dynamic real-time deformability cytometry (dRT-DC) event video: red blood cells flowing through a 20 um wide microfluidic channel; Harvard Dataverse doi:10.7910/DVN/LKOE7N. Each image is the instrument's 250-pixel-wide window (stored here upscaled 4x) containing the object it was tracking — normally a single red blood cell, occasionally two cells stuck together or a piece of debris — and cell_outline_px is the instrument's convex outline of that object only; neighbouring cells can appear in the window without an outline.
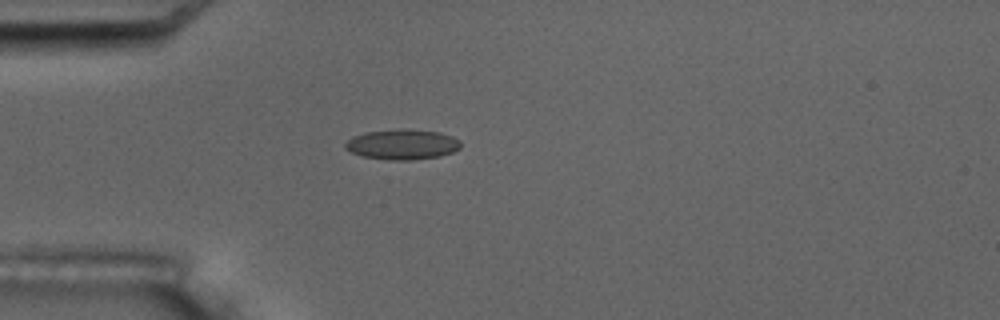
{"species": "common noctule bat (a hibernating species)", "species_latin": "Nyctalus noctula", "temperature_condition": "room temperature", "stored_images_in_passage": 5, "camera_frame_rate_fps": 3000, "um_per_image_px": 0.085, "animal": {"sex": "male", "body_mass_g": 17.5, "forearm_length_mm": 52.3}, "frame": {"image": 1, "passage_image": 5, "time_ms": 4.667, "image_size_px": [1000, 320], "cell_outline_px": [[460, 148], [452, 152], [440, 156], [412, 160], [388, 160], [364, 156], [352, 152], [344, 148], [344, 144], [352, 136], [364, 132], [396, 128], [404, 128], [440, 132], [452, 136], [460, 140]], "centroid_in_image_um": [34.19, 12.26], "position_along_channel_um": 50.8, "area_um2": 20.58}}